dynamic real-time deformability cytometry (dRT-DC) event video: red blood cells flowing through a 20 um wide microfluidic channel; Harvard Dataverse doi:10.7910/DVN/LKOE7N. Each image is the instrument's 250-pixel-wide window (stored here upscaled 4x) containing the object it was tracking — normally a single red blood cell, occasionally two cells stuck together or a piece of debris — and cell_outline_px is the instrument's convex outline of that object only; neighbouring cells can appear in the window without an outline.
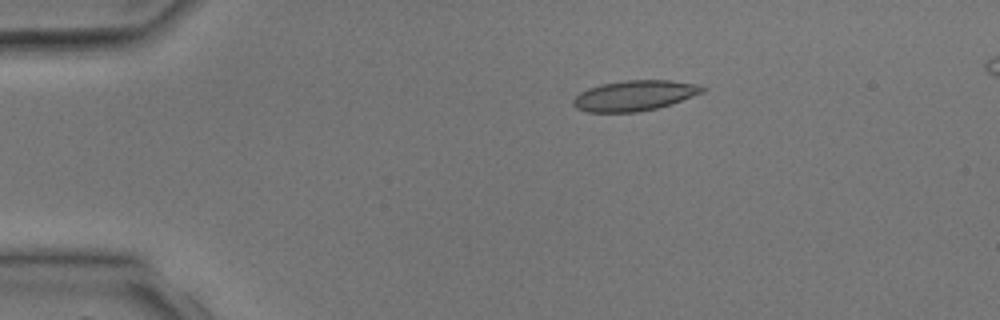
{"species": "common noctule bat (a hibernating species)", "species_latin": "Nyctalus noctula", "temperature_condition": "room temperature", "stored_images_in_passage": 4, "camera_frame_rate_fps": 3000, "um_per_image_px": 0.085, "animal": {"sex": "male", "body_mass_g": 17.9, "forearm_length_mm": 54.2}, "frame": {"image": 1, "passage_image": 2, "time_ms": 1.333, "image_size_px": [1000, 320], "cell_outline_px": [[708, 88], [704, 92], [672, 104], [656, 108], [636, 112], [588, 112], [576, 108], [572, 104], [572, 100], [580, 92], [588, 88], [600, 84], [628, 80], [668, 80], [700, 84]], "centroid_in_image_um": [53.96, 8.12], "position_along_channel_um": 31.0, "area_um2": 23.0}}